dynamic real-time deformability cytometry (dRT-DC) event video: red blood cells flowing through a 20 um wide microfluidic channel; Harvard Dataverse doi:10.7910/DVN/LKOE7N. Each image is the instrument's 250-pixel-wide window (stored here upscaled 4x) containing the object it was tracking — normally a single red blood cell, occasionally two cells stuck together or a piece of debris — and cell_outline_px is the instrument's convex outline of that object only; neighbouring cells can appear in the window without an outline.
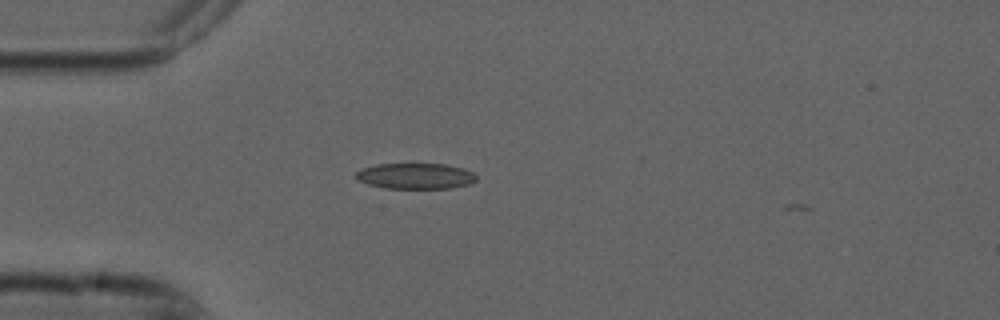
{"species": "common noctule bat (a hibernating species)", "species_latin": "Nyctalus noctula", "temperature_condition": "cold", "stored_images_in_passage": 2, "camera_frame_rate_fps": 3000, "um_per_image_px": 0.085, "animal": {"sex": "male", "forearm_length_mm": 52.5}, "frame": {"image": 1, "passage_image": 1, "time_ms": 0.0, "image_size_px": [1000, 320], "cell_outline_px": [[476, 180], [468, 184], [452, 188], [384, 188], [368, 184], [356, 180], [356, 172], [364, 168], [376, 164], [444, 164], [464, 168], [472, 172], [476, 176]], "centroid_in_image_um": [35.31, 14.96], "position_along_channel_um": 49.7, "area_um2": 18.03}}